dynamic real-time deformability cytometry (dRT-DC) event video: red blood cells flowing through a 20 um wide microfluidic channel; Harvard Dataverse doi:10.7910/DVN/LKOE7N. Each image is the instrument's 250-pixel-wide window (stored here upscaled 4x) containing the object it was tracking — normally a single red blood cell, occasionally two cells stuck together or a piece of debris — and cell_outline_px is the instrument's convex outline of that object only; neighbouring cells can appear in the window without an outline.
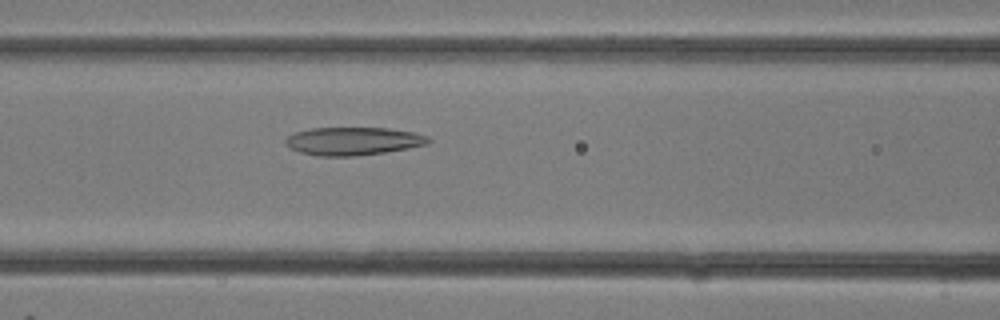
{"species": "common noctule bat (a hibernating species)", "species_latin": "Nyctalus noctula", "temperature_condition": "room temperature", "stored_images_in_passage": 19, "camera_frame_rate_fps": 3000, "um_per_image_px": 0.085, "animal": {"sex": "female"}, "frame": {"image": 1, "passage_image": 10, "time_ms": 3.0, "image_size_px": [1000, 320], "cell_outline_px": [[432, 140], [428, 144], [408, 148], [384, 152], [356, 156], [316, 156], [300, 152], [284, 144], [284, 140], [288, 136], [296, 132], [312, 128], [388, 128], [412, 132], [428, 136]], "centroid_in_image_um": [30.02, 12.0], "position_along_channel_um": 136.6, "area_um2": 23.29}}
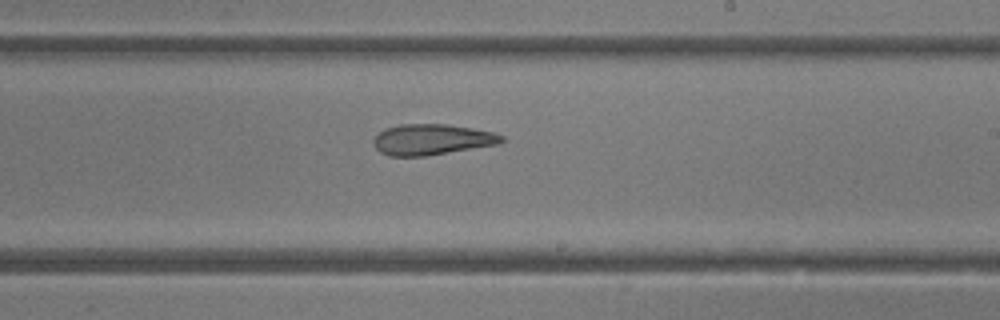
{"frame": {"image": 2, "passage_image": 15, "time_ms": 4.667, "image_size_px": [1000, 320], "cell_outline_px": [[504, 140], [500, 144], [424, 156], [388, 156], [380, 152], [372, 144], [372, 140], [384, 128], [400, 124], [448, 124], [496, 132], [504, 136]], "centroid_in_image_um": [36.71, 11.85], "position_along_channel_um": 252.3, "area_um2": 23.18}}
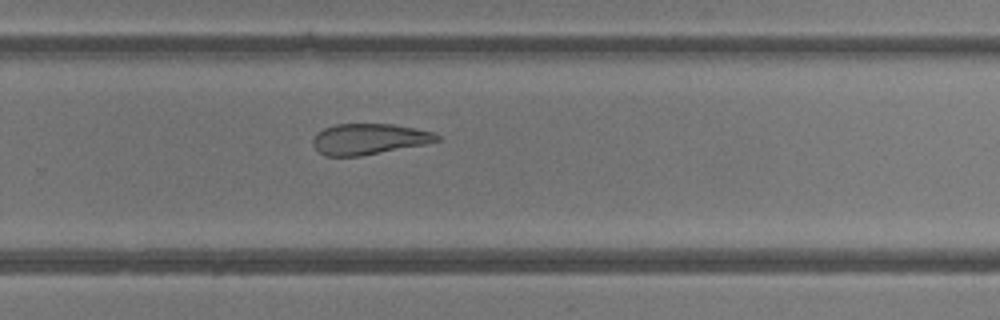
{"frame": {"image": 3, "passage_image": 17, "time_ms": 5.333, "image_size_px": [1000, 320], "cell_outline_px": [[440, 140], [424, 144], [360, 156], [324, 156], [312, 144], [312, 140], [324, 128], [336, 124], [392, 124], [432, 132], [440, 136]], "centroid_in_image_um": [31.34, 11.82], "position_along_channel_um": 298.5, "area_um2": 21.91}}